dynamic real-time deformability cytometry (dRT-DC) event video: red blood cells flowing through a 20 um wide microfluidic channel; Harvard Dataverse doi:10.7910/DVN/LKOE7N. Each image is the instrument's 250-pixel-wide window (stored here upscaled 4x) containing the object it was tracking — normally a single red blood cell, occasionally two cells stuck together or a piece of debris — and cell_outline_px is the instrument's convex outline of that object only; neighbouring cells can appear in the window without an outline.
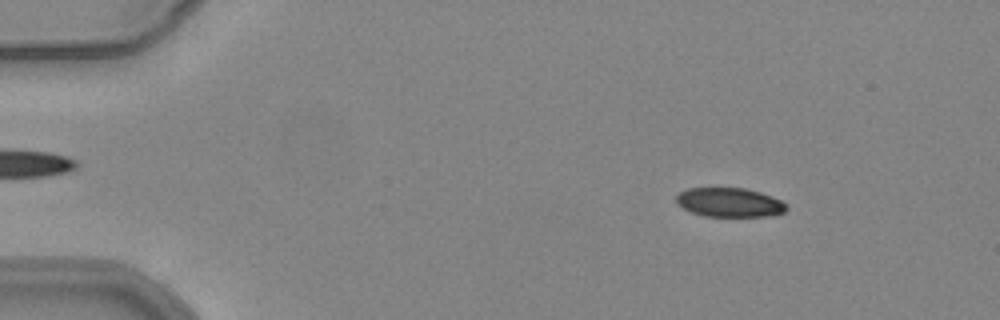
{"species": "common noctule bat (a hibernating species)", "species_latin": "Nyctalus noctula", "temperature_condition": "warm", "stored_images_in_passage": 15, "camera_frame_rate_fps": 3000, "um_per_image_px": 0.085, "animal": {"sex": "female", "body_mass_g": 24.6, "forearm_length_mm": 56.2}, "frame": {"image": 1, "passage_image": 6, "time_ms": 1.667, "image_size_px": [1000, 320], "cell_outline_px": [[788, 208], [784, 212], [776, 216], [704, 216], [692, 212], [676, 204], [676, 196], [680, 192], [688, 188], [744, 188], [760, 192], [772, 196], [788, 204]], "centroid_in_image_um": [62.04, 17.21], "position_along_channel_um": 23.0, "area_um2": 18.84}}